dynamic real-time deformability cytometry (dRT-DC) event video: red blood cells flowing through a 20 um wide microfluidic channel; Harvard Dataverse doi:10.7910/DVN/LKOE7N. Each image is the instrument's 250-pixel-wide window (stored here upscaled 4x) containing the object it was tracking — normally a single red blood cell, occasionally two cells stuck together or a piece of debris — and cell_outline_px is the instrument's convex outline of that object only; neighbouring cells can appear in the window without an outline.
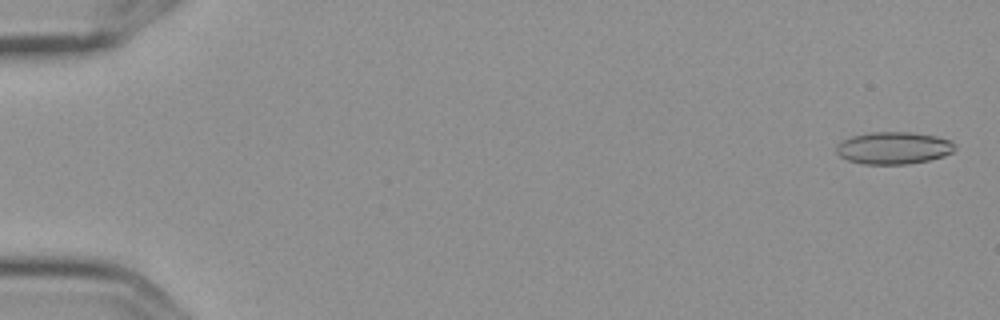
{"species": "Egyptian fruit bat (a non-hibernating species)", "species_latin": "Rousettus aegyptiacus", "temperature_condition": "cold", "stored_images_in_passage": 15, "camera_frame_rate_fps": 3000, "um_per_image_px": 0.085, "frame": {"image": 1, "passage_image": 1, "time_ms": 0.0, "image_size_px": [1000, 320], "cell_outline_px": [[956, 148], [952, 152], [944, 156], [928, 160], [908, 164], [864, 164], [848, 160], [840, 156], [836, 152], [836, 144], [852, 136], [868, 132], [912, 132], [936, 136], [948, 140], [956, 144]], "centroid_in_image_um": [75.95, 12.57], "position_along_channel_um": 9.0, "area_um2": 22.31}}
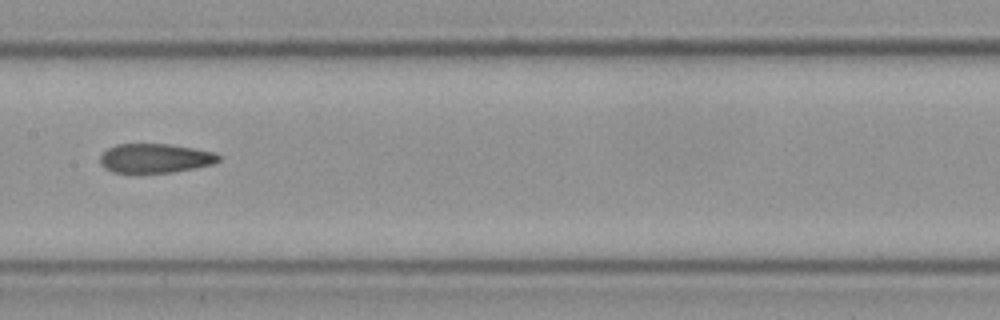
{"frame": {"image": 2, "passage_image": 8, "time_ms": 2.333, "image_size_px": [1000, 320], "cell_outline_px": [[220, 160], [212, 164], [172, 172], [112, 172], [104, 168], [100, 164], [100, 156], [108, 148], [116, 144], [168, 144], [216, 152], [220, 156]], "centroid_in_image_um": [13.17, 13.44], "position_along_channel_um": 194.2, "area_um2": 20.0}}
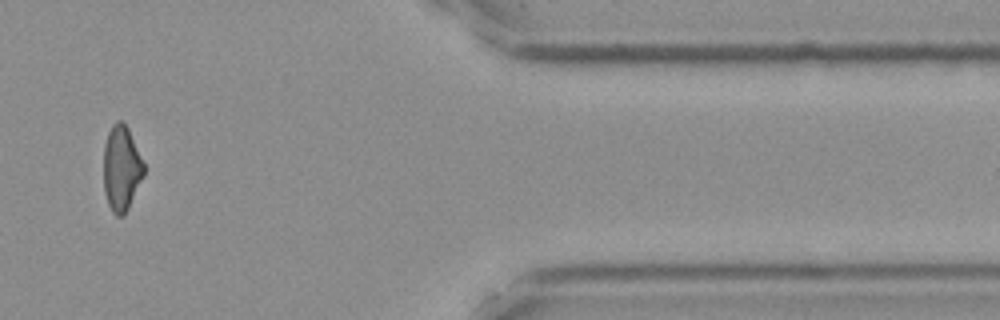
{"frame": {"image": 3, "passage_image": 13, "time_ms": 4.0, "image_size_px": [1000, 320], "cell_outline_px": [[144, 176], [128, 208], [120, 216], [116, 216], [112, 212], [108, 204], [104, 192], [104, 144], [108, 132], [112, 124], [116, 120], [120, 120], [128, 128], [144, 164]], "centroid_in_image_um": [10.31, 14.3], "position_along_channel_um": 401.1, "area_um2": 19.88}}